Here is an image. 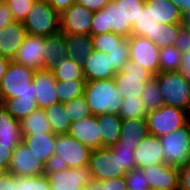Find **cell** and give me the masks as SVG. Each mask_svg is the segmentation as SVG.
I'll return each mask as SVG.
<instances>
[{
	"instance_id": "cell-15",
	"label": "cell",
	"mask_w": 190,
	"mask_h": 190,
	"mask_svg": "<svg viewBox=\"0 0 190 190\" xmlns=\"http://www.w3.org/2000/svg\"><path fill=\"white\" fill-rule=\"evenodd\" d=\"M140 169L150 190H178V167L163 163Z\"/></svg>"
},
{
	"instance_id": "cell-26",
	"label": "cell",
	"mask_w": 190,
	"mask_h": 190,
	"mask_svg": "<svg viewBox=\"0 0 190 190\" xmlns=\"http://www.w3.org/2000/svg\"><path fill=\"white\" fill-rule=\"evenodd\" d=\"M99 130L102 139V147L115 145L120 138L122 118L117 114L97 115Z\"/></svg>"
},
{
	"instance_id": "cell-56",
	"label": "cell",
	"mask_w": 190,
	"mask_h": 190,
	"mask_svg": "<svg viewBox=\"0 0 190 190\" xmlns=\"http://www.w3.org/2000/svg\"><path fill=\"white\" fill-rule=\"evenodd\" d=\"M83 190H104V184L99 180L92 179L85 185Z\"/></svg>"
},
{
	"instance_id": "cell-32",
	"label": "cell",
	"mask_w": 190,
	"mask_h": 190,
	"mask_svg": "<svg viewBox=\"0 0 190 190\" xmlns=\"http://www.w3.org/2000/svg\"><path fill=\"white\" fill-rule=\"evenodd\" d=\"M21 133L39 134L52 132L50 123L43 109L38 108L20 121Z\"/></svg>"
},
{
	"instance_id": "cell-28",
	"label": "cell",
	"mask_w": 190,
	"mask_h": 190,
	"mask_svg": "<svg viewBox=\"0 0 190 190\" xmlns=\"http://www.w3.org/2000/svg\"><path fill=\"white\" fill-rule=\"evenodd\" d=\"M116 6H120L121 15V35L131 36V27L137 21L139 13L142 11L145 0H113Z\"/></svg>"
},
{
	"instance_id": "cell-47",
	"label": "cell",
	"mask_w": 190,
	"mask_h": 190,
	"mask_svg": "<svg viewBox=\"0 0 190 190\" xmlns=\"http://www.w3.org/2000/svg\"><path fill=\"white\" fill-rule=\"evenodd\" d=\"M15 147H16L15 144H0V170L1 171H8Z\"/></svg>"
},
{
	"instance_id": "cell-39",
	"label": "cell",
	"mask_w": 190,
	"mask_h": 190,
	"mask_svg": "<svg viewBox=\"0 0 190 190\" xmlns=\"http://www.w3.org/2000/svg\"><path fill=\"white\" fill-rule=\"evenodd\" d=\"M181 28V24H160L155 30V39H152V42L159 48L173 46Z\"/></svg>"
},
{
	"instance_id": "cell-13",
	"label": "cell",
	"mask_w": 190,
	"mask_h": 190,
	"mask_svg": "<svg viewBox=\"0 0 190 190\" xmlns=\"http://www.w3.org/2000/svg\"><path fill=\"white\" fill-rule=\"evenodd\" d=\"M93 13L78 3H73L61 16V32L65 34L91 35Z\"/></svg>"
},
{
	"instance_id": "cell-4",
	"label": "cell",
	"mask_w": 190,
	"mask_h": 190,
	"mask_svg": "<svg viewBox=\"0 0 190 190\" xmlns=\"http://www.w3.org/2000/svg\"><path fill=\"white\" fill-rule=\"evenodd\" d=\"M22 23L29 35L47 37L61 31V16L47 0H36Z\"/></svg>"
},
{
	"instance_id": "cell-19",
	"label": "cell",
	"mask_w": 190,
	"mask_h": 190,
	"mask_svg": "<svg viewBox=\"0 0 190 190\" xmlns=\"http://www.w3.org/2000/svg\"><path fill=\"white\" fill-rule=\"evenodd\" d=\"M134 157L136 168H146L156 164H163V149L159 137L148 133L135 148Z\"/></svg>"
},
{
	"instance_id": "cell-41",
	"label": "cell",
	"mask_w": 190,
	"mask_h": 190,
	"mask_svg": "<svg viewBox=\"0 0 190 190\" xmlns=\"http://www.w3.org/2000/svg\"><path fill=\"white\" fill-rule=\"evenodd\" d=\"M64 111H67L71 123L92 115L84 94L65 102Z\"/></svg>"
},
{
	"instance_id": "cell-44",
	"label": "cell",
	"mask_w": 190,
	"mask_h": 190,
	"mask_svg": "<svg viewBox=\"0 0 190 190\" xmlns=\"http://www.w3.org/2000/svg\"><path fill=\"white\" fill-rule=\"evenodd\" d=\"M36 0H6L14 21L23 22Z\"/></svg>"
},
{
	"instance_id": "cell-7",
	"label": "cell",
	"mask_w": 190,
	"mask_h": 190,
	"mask_svg": "<svg viewBox=\"0 0 190 190\" xmlns=\"http://www.w3.org/2000/svg\"><path fill=\"white\" fill-rule=\"evenodd\" d=\"M148 133L162 137L190 120V113L181 108L163 104L156 110L149 111L146 116Z\"/></svg>"
},
{
	"instance_id": "cell-37",
	"label": "cell",
	"mask_w": 190,
	"mask_h": 190,
	"mask_svg": "<svg viewBox=\"0 0 190 190\" xmlns=\"http://www.w3.org/2000/svg\"><path fill=\"white\" fill-rule=\"evenodd\" d=\"M160 72L180 71L183 53L175 45L160 48Z\"/></svg>"
},
{
	"instance_id": "cell-58",
	"label": "cell",
	"mask_w": 190,
	"mask_h": 190,
	"mask_svg": "<svg viewBox=\"0 0 190 190\" xmlns=\"http://www.w3.org/2000/svg\"><path fill=\"white\" fill-rule=\"evenodd\" d=\"M10 61H11L10 59L0 56V86Z\"/></svg>"
},
{
	"instance_id": "cell-54",
	"label": "cell",
	"mask_w": 190,
	"mask_h": 190,
	"mask_svg": "<svg viewBox=\"0 0 190 190\" xmlns=\"http://www.w3.org/2000/svg\"><path fill=\"white\" fill-rule=\"evenodd\" d=\"M48 3L61 15L67 10L76 0H47Z\"/></svg>"
},
{
	"instance_id": "cell-55",
	"label": "cell",
	"mask_w": 190,
	"mask_h": 190,
	"mask_svg": "<svg viewBox=\"0 0 190 190\" xmlns=\"http://www.w3.org/2000/svg\"><path fill=\"white\" fill-rule=\"evenodd\" d=\"M180 72L188 81H190V51L183 53Z\"/></svg>"
},
{
	"instance_id": "cell-1",
	"label": "cell",
	"mask_w": 190,
	"mask_h": 190,
	"mask_svg": "<svg viewBox=\"0 0 190 190\" xmlns=\"http://www.w3.org/2000/svg\"><path fill=\"white\" fill-rule=\"evenodd\" d=\"M84 95L92 115H119L124 98L116 89L114 78L86 81Z\"/></svg>"
},
{
	"instance_id": "cell-14",
	"label": "cell",
	"mask_w": 190,
	"mask_h": 190,
	"mask_svg": "<svg viewBox=\"0 0 190 190\" xmlns=\"http://www.w3.org/2000/svg\"><path fill=\"white\" fill-rule=\"evenodd\" d=\"M45 37L27 35L13 61L34 70L43 69Z\"/></svg>"
},
{
	"instance_id": "cell-36",
	"label": "cell",
	"mask_w": 190,
	"mask_h": 190,
	"mask_svg": "<svg viewBox=\"0 0 190 190\" xmlns=\"http://www.w3.org/2000/svg\"><path fill=\"white\" fill-rule=\"evenodd\" d=\"M86 80H71L56 82V93L60 103H65L84 94Z\"/></svg>"
},
{
	"instance_id": "cell-43",
	"label": "cell",
	"mask_w": 190,
	"mask_h": 190,
	"mask_svg": "<svg viewBox=\"0 0 190 190\" xmlns=\"http://www.w3.org/2000/svg\"><path fill=\"white\" fill-rule=\"evenodd\" d=\"M109 148L118 156L119 169H124L128 172L136 168L133 147L123 146V143H116Z\"/></svg>"
},
{
	"instance_id": "cell-24",
	"label": "cell",
	"mask_w": 190,
	"mask_h": 190,
	"mask_svg": "<svg viewBox=\"0 0 190 190\" xmlns=\"http://www.w3.org/2000/svg\"><path fill=\"white\" fill-rule=\"evenodd\" d=\"M148 134L146 118L122 119L120 138L117 143H123V146L135 148Z\"/></svg>"
},
{
	"instance_id": "cell-12",
	"label": "cell",
	"mask_w": 190,
	"mask_h": 190,
	"mask_svg": "<svg viewBox=\"0 0 190 190\" xmlns=\"http://www.w3.org/2000/svg\"><path fill=\"white\" fill-rule=\"evenodd\" d=\"M45 164L23 143L13 151L10 167L7 172L14 176H36L45 174Z\"/></svg>"
},
{
	"instance_id": "cell-31",
	"label": "cell",
	"mask_w": 190,
	"mask_h": 190,
	"mask_svg": "<svg viewBox=\"0 0 190 190\" xmlns=\"http://www.w3.org/2000/svg\"><path fill=\"white\" fill-rule=\"evenodd\" d=\"M47 119L51 126V131L56 135L68 134L71 121L67 111H64V103L57 102L44 109Z\"/></svg>"
},
{
	"instance_id": "cell-51",
	"label": "cell",
	"mask_w": 190,
	"mask_h": 190,
	"mask_svg": "<svg viewBox=\"0 0 190 190\" xmlns=\"http://www.w3.org/2000/svg\"><path fill=\"white\" fill-rule=\"evenodd\" d=\"M110 1L112 0H76L75 2L95 12L106 7Z\"/></svg>"
},
{
	"instance_id": "cell-53",
	"label": "cell",
	"mask_w": 190,
	"mask_h": 190,
	"mask_svg": "<svg viewBox=\"0 0 190 190\" xmlns=\"http://www.w3.org/2000/svg\"><path fill=\"white\" fill-rule=\"evenodd\" d=\"M0 190H14V175L2 171L0 173Z\"/></svg>"
},
{
	"instance_id": "cell-20",
	"label": "cell",
	"mask_w": 190,
	"mask_h": 190,
	"mask_svg": "<svg viewBox=\"0 0 190 190\" xmlns=\"http://www.w3.org/2000/svg\"><path fill=\"white\" fill-rule=\"evenodd\" d=\"M57 135L53 132L39 134H24L22 142L45 164L51 165L55 154V142Z\"/></svg>"
},
{
	"instance_id": "cell-45",
	"label": "cell",
	"mask_w": 190,
	"mask_h": 190,
	"mask_svg": "<svg viewBox=\"0 0 190 190\" xmlns=\"http://www.w3.org/2000/svg\"><path fill=\"white\" fill-rule=\"evenodd\" d=\"M125 181L128 190H150L147 179L140 168L126 172Z\"/></svg>"
},
{
	"instance_id": "cell-3",
	"label": "cell",
	"mask_w": 190,
	"mask_h": 190,
	"mask_svg": "<svg viewBox=\"0 0 190 190\" xmlns=\"http://www.w3.org/2000/svg\"><path fill=\"white\" fill-rule=\"evenodd\" d=\"M91 153V148L69 134L57 135L50 167L67 169L89 165Z\"/></svg>"
},
{
	"instance_id": "cell-17",
	"label": "cell",
	"mask_w": 190,
	"mask_h": 190,
	"mask_svg": "<svg viewBox=\"0 0 190 190\" xmlns=\"http://www.w3.org/2000/svg\"><path fill=\"white\" fill-rule=\"evenodd\" d=\"M113 32L121 35L120 6L112 0L106 7L93 13L91 36Z\"/></svg>"
},
{
	"instance_id": "cell-35",
	"label": "cell",
	"mask_w": 190,
	"mask_h": 190,
	"mask_svg": "<svg viewBox=\"0 0 190 190\" xmlns=\"http://www.w3.org/2000/svg\"><path fill=\"white\" fill-rule=\"evenodd\" d=\"M2 105L14 119L19 121L39 108L36 99L12 98L4 100Z\"/></svg>"
},
{
	"instance_id": "cell-60",
	"label": "cell",
	"mask_w": 190,
	"mask_h": 190,
	"mask_svg": "<svg viewBox=\"0 0 190 190\" xmlns=\"http://www.w3.org/2000/svg\"><path fill=\"white\" fill-rule=\"evenodd\" d=\"M4 3H6V0H0V5H3Z\"/></svg>"
},
{
	"instance_id": "cell-21",
	"label": "cell",
	"mask_w": 190,
	"mask_h": 190,
	"mask_svg": "<svg viewBox=\"0 0 190 190\" xmlns=\"http://www.w3.org/2000/svg\"><path fill=\"white\" fill-rule=\"evenodd\" d=\"M28 35L20 21H13L0 30V56L13 60Z\"/></svg>"
},
{
	"instance_id": "cell-34",
	"label": "cell",
	"mask_w": 190,
	"mask_h": 190,
	"mask_svg": "<svg viewBox=\"0 0 190 190\" xmlns=\"http://www.w3.org/2000/svg\"><path fill=\"white\" fill-rule=\"evenodd\" d=\"M52 72L56 80H85L83 76L82 63L73 61L68 56L64 57Z\"/></svg>"
},
{
	"instance_id": "cell-52",
	"label": "cell",
	"mask_w": 190,
	"mask_h": 190,
	"mask_svg": "<svg viewBox=\"0 0 190 190\" xmlns=\"http://www.w3.org/2000/svg\"><path fill=\"white\" fill-rule=\"evenodd\" d=\"M14 21L13 15L6 3L0 5V30Z\"/></svg>"
},
{
	"instance_id": "cell-25",
	"label": "cell",
	"mask_w": 190,
	"mask_h": 190,
	"mask_svg": "<svg viewBox=\"0 0 190 190\" xmlns=\"http://www.w3.org/2000/svg\"><path fill=\"white\" fill-rule=\"evenodd\" d=\"M145 5L156 22L160 24H181L182 22L180 9L170 0H145Z\"/></svg>"
},
{
	"instance_id": "cell-23",
	"label": "cell",
	"mask_w": 190,
	"mask_h": 190,
	"mask_svg": "<svg viewBox=\"0 0 190 190\" xmlns=\"http://www.w3.org/2000/svg\"><path fill=\"white\" fill-rule=\"evenodd\" d=\"M43 70L54 71L57 64L68 56L65 33L58 32L45 37Z\"/></svg>"
},
{
	"instance_id": "cell-9",
	"label": "cell",
	"mask_w": 190,
	"mask_h": 190,
	"mask_svg": "<svg viewBox=\"0 0 190 190\" xmlns=\"http://www.w3.org/2000/svg\"><path fill=\"white\" fill-rule=\"evenodd\" d=\"M46 175L52 190H83L92 180L89 165L67 169L48 167Z\"/></svg>"
},
{
	"instance_id": "cell-48",
	"label": "cell",
	"mask_w": 190,
	"mask_h": 190,
	"mask_svg": "<svg viewBox=\"0 0 190 190\" xmlns=\"http://www.w3.org/2000/svg\"><path fill=\"white\" fill-rule=\"evenodd\" d=\"M178 190H190V160L178 167Z\"/></svg>"
},
{
	"instance_id": "cell-18",
	"label": "cell",
	"mask_w": 190,
	"mask_h": 190,
	"mask_svg": "<svg viewBox=\"0 0 190 190\" xmlns=\"http://www.w3.org/2000/svg\"><path fill=\"white\" fill-rule=\"evenodd\" d=\"M68 134L92 150L102 148L97 116L91 115L72 122Z\"/></svg>"
},
{
	"instance_id": "cell-40",
	"label": "cell",
	"mask_w": 190,
	"mask_h": 190,
	"mask_svg": "<svg viewBox=\"0 0 190 190\" xmlns=\"http://www.w3.org/2000/svg\"><path fill=\"white\" fill-rule=\"evenodd\" d=\"M14 190H52L45 174L36 176H14Z\"/></svg>"
},
{
	"instance_id": "cell-11",
	"label": "cell",
	"mask_w": 190,
	"mask_h": 190,
	"mask_svg": "<svg viewBox=\"0 0 190 190\" xmlns=\"http://www.w3.org/2000/svg\"><path fill=\"white\" fill-rule=\"evenodd\" d=\"M89 169L92 179L104 181L109 178L125 177L126 171L119 169L118 156L109 147L92 150Z\"/></svg>"
},
{
	"instance_id": "cell-10",
	"label": "cell",
	"mask_w": 190,
	"mask_h": 190,
	"mask_svg": "<svg viewBox=\"0 0 190 190\" xmlns=\"http://www.w3.org/2000/svg\"><path fill=\"white\" fill-rule=\"evenodd\" d=\"M160 48L148 38L132 35L129 37V59L141 65L153 76L159 73Z\"/></svg>"
},
{
	"instance_id": "cell-57",
	"label": "cell",
	"mask_w": 190,
	"mask_h": 190,
	"mask_svg": "<svg viewBox=\"0 0 190 190\" xmlns=\"http://www.w3.org/2000/svg\"><path fill=\"white\" fill-rule=\"evenodd\" d=\"M173 2L179 9L181 13L190 11V0H170Z\"/></svg>"
},
{
	"instance_id": "cell-59",
	"label": "cell",
	"mask_w": 190,
	"mask_h": 190,
	"mask_svg": "<svg viewBox=\"0 0 190 190\" xmlns=\"http://www.w3.org/2000/svg\"><path fill=\"white\" fill-rule=\"evenodd\" d=\"M181 25L185 29H190V11L182 13Z\"/></svg>"
},
{
	"instance_id": "cell-6",
	"label": "cell",
	"mask_w": 190,
	"mask_h": 190,
	"mask_svg": "<svg viewBox=\"0 0 190 190\" xmlns=\"http://www.w3.org/2000/svg\"><path fill=\"white\" fill-rule=\"evenodd\" d=\"M159 140L165 164L180 167L190 160V120Z\"/></svg>"
},
{
	"instance_id": "cell-16",
	"label": "cell",
	"mask_w": 190,
	"mask_h": 190,
	"mask_svg": "<svg viewBox=\"0 0 190 190\" xmlns=\"http://www.w3.org/2000/svg\"><path fill=\"white\" fill-rule=\"evenodd\" d=\"M56 82L52 71L36 70L33 78L34 94L39 108L46 109L59 102L56 93Z\"/></svg>"
},
{
	"instance_id": "cell-30",
	"label": "cell",
	"mask_w": 190,
	"mask_h": 190,
	"mask_svg": "<svg viewBox=\"0 0 190 190\" xmlns=\"http://www.w3.org/2000/svg\"><path fill=\"white\" fill-rule=\"evenodd\" d=\"M93 49L107 55L114 49L129 50V37L117 33L107 32L91 36Z\"/></svg>"
},
{
	"instance_id": "cell-5",
	"label": "cell",
	"mask_w": 190,
	"mask_h": 190,
	"mask_svg": "<svg viewBox=\"0 0 190 190\" xmlns=\"http://www.w3.org/2000/svg\"><path fill=\"white\" fill-rule=\"evenodd\" d=\"M153 77L158 82L165 105L190 113V81L180 71L160 72Z\"/></svg>"
},
{
	"instance_id": "cell-42",
	"label": "cell",
	"mask_w": 190,
	"mask_h": 190,
	"mask_svg": "<svg viewBox=\"0 0 190 190\" xmlns=\"http://www.w3.org/2000/svg\"><path fill=\"white\" fill-rule=\"evenodd\" d=\"M147 113L141 98L128 97V99H123L119 116L122 119L146 118Z\"/></svg>"
},
{
	"instance_id": "cell-46",
	"label": "cell",
	"mask_w": 190,
	"mask_h": 190,
	"mask_svg": "<svg viewBox=\"0 0 190 190\" xmlns=\"http://www.w3.org/2000/svg\"><path fill=\"white\" fill-rule=\"evenodd\" d=\"M129 50L114 49L108 54L111 60V68L115 73L122 70L125 62L129 59Z\"/></svg>"
},
{
	"instance_id": "cell-38",
	"label": "cell",
	"mask_w": 190,
	"mask_h": 190,
	"mask_svg": "<svg viewBox=\"0 0 190 190\" xmlns=\"http://www.w3.org/2000/svg\"><path fill=\"white\" fill-rule=\"evenodd\" d=\"M140 98L143 101L147 112L156 110L164 104L160 87L154 77L145 84L144 91L141 93Z\"/></svg>"
},
{
	"instance_id": "cell-29",
	"label": "cell",
	"mask_w": 190,
	"mask_h": 190,
	"mask_svg": "<svg viewBox=\"0 0 190 190\" xmlns=\"http://www.w3.org/2000/svg\"><path fill=\"white\" fill-rule=\"evenodd\" d=\"M68 57L83 63L93 51L91 35L65 34Z\"/></svg>"
},
{
	"instance_id": "cell-49",
	"label": "cell",
	"mask_w": 190,
	"mask_h": 190,
	"mask_svg": "<svg viewBox=\"0 0 190 190\" xmlns=\"http://www.w3.org/2000/svg\"><path fill=\"white\" fill-rule=\"evenodd\" d=\"M175 47L182 53L190 51V29L181 28L175 40Z\"/></svg>"
},
{
	"instance_id": "cell-22",
	"label": "cell",
	"mask_w": 190,
	"mask_h": 190,
	"mask_svg": "<svg viewBox=\"0 0 190 190\" xmlns=\"http://www.w3.org/2000/svg\"><path fill=\"white\" fill-rule=\"evenodd\" d=\"M83 76L86 81L114 78L115 72L111 68V60L104 52L94 50L82 63Z\"/></svg>"
},
{
	"instance_id": "cell-50",
	"label": "cell",
	"mask_w": 190,
	"mask_h": 190,
	"mask_svg": "<svg viewBox=\"0 0 190 190\" xmlns=\"http://www.w3.org/2000/svg\"><path fill=\"white\" fill-rule=\"evenodd\" d=\"M101 182L104 184V190H128L125 177L109 178Z\"/></svg>"
},
{
	"instance_id": "cell-33",
	"label": "cell",
	"mask_w": 190,
	"mask_h": 190,
	"mask_svg": "<svg viewBox=\"0 0 190 190\" xmlns=\"http://www.w3.org/2000/svg\"><path fill=\"white\" fill-rule=\"evenodd\" d=\"M158 26H160V23L156 22L151 11L144 4L137 21L131 27V36L137 35L152 41V39H155V30Z\"/></svg>"
},
{
	"instance_id": "cell-2",
	"label": "cell",
	"mask_w": 190,
	"mask_h": 190,
	"mask_svg": "<svg viewBox=\"0 0 190 190\" xmlns=\"http://www.w3.org/2000/svg\"><path fill=\"white\" fill-rule=\"evenodd\" d=\"M36 70L11 60L0 86V103L4 100L36 99L33 78Z\"/></svg>"
},
{
	"instance_id": "cell-8",
	"label": "cell",
	"mask_w": 190,
	"mask_h": 190,
	"mask_svg": "<svg viewBox=\"0 0 190 190\" xmlns=\"http://www.w3.org/2000/svg\"><path fill=\"white\" fill-rule=\"evenodd\" d=\"M153 75L140 64L128 59L122 70L115 74V87L124 99L128 97L140 98L145 84Z\"/></svg>"
},
{
	"instance_id": "cell-27",
	"label": "cell",
	"mask_w": 190,
	"mask_h": 190,
	"mask_svg": "<svg viewBox=\"0 0 190 190\" xmlns=\"http://www.w3.org/2000/svg\"><path fill=\"white\" fill-rule=\"evenodd\" d=\"M22 142L20 121L14 119L0 103V144H15Z\"/></svg>"
}]
</instances>
